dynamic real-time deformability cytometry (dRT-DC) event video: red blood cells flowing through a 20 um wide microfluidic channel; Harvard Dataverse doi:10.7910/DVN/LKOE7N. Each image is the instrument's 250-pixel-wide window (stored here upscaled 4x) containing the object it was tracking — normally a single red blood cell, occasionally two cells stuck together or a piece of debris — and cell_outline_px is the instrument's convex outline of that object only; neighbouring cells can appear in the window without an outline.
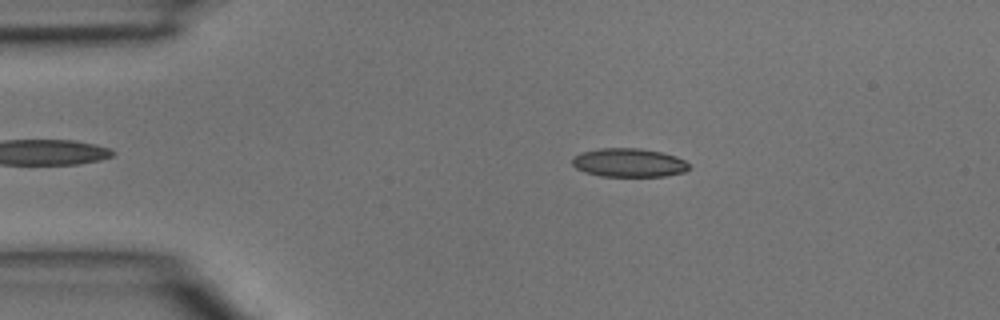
{"species": "common noctule bat (a hibernating species)", "species_latin": "Nyctalus noctula", "temperature_condition": "room temperature", "stored_images_in_passage": 3, "camera_frame_rate_fps": 3000, "um_per_image_px": 0.085, "animal": {"sex": "male", "body_mass_g": 15.6}, "frame": {"image": 1, "passage_image": 2, "time_ms": 0.333, "image_size_px": [1000, 320], "cell_outline_px": [[692, 168], [684, 172], [664, 176], [600, 176], [584, 172], [576, 168], [572, 164], [572, 156], [580, 152], [600, 148], [640, 148], [660, 152], [676, 156], [684, 160]], "centroid_in_image_um": [53.43, 13.82], "position_along_channel_um": 31.6, "area_um2": 19.65}}